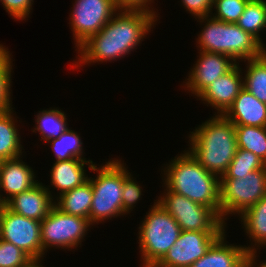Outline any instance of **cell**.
I'll list each match as a JSON object with an SVG mask.
<instances>
[{
  "mask_svg": "<svg viewBox=\"0 0 266 267\" xmlns=\"http://www.w3.org/2000/svg\"><path fill=\"white\" fill-rule=\"evenodd\" d=\"M156 21L157 16L153 13L118 10L97 34L77 48L79 58L72 67L123 58L137 49Z\"/></svg>",
  "mask_w": 266,
  "mask_h": 267,
  "instance_id": "cell-1",
  "label": "cell"
},
{
  "mask_svg": "<svg viewBox=\"0 0 266 267\" xmlns=\"http://www.w3.org/2000/svg\"><path fill=\"white\" fill-rule=\"evenodd\" d=\"M189 138L187 151L192 157L208 172L223 176L237 151L234 124L216 114L193 130Z\"/></svg>",
  "mask_w": 266,
  "mask_h": 267,
  "instance_id": "cell-2",
  "label": "cell"
},
{
  "mask_svg": "<svg viewBox=\"0 0 266 267\" xmlns=\"http://www.w3.org/2000/svg\"><path fill=\"white\" fill-rule=\"evenodd\" d=\"M166 166L165 188L209 207L220 217V177L204 169L187 150Z\"/></svg>",
  "mask_w": 266,
  "mask_h": 267,
  "instance_id": "cell-3",
  "label": "cell"
},
{
  "mask_svg": "<svg viewBox=\"0 0 266 267\" xmlns=\"http://www.w3.org/2000/svg\"><path fill=\"white\" fill-rule=\"evenodd\" d=\"M198 21H205L196 41L200 50L226 54L236 63L240 59L246 62L258 58L266 51V47L236 23L223 22L212 15L199 17Z\"/></svg>",
  "mask_w": 266,
  "mask_h": 267,
  "instance_id": "cell-4",
  "label": "cell"
},
{
  "mask_svg": "<svg viewBox=\"0 0 266 267\" xmlns=\"http://www.w3.org/2000/svg\"><path fill=\"white\" fill-rule=\"evenodd\" d=\"M155 201L139 226L141 267H154L175 244L182 231L176 220Z\"/></svg>",
  "mask_w": 266,
  "mask_h": 267,
  "instance_id": "cell-5",
  "label": "cell"
},
{
  "mask_svg": "<svg viewBox=\"0 0 266 267\" xmlns=\"http://www.w3.org/2000/svg\"><path fill=\"white\" fill-rule=\"evenodd\" d=\"M90 170L98 173L96 179L89 178L93 191L89 212L90 224L125 215L122 206L124 164L121 160L112 158L100 167L95 164Z\"/></svg>",
  "mask_w": 266,
  "mask_h": 267,
  "instance_id": "cell-6",
  "label": "cell"
},
{
  "mask_svg": "<svg viewBox=\"0 0 266 267\" xmlns=\"http://www.w3.org/2000/svg\"><path fill=\"white\" fill-rule=\"evenodd\" d=\"M266 195V167L235 179H220V218L239 216ZM233 213V214H232Z\"/></svg>",
  "mask_w": 266,
  "mask_h": 267,
  "instance_id": "cell-7",
  "label": "cell"
},
{
  "mask_svg": "<svg viewBox=\"0 0 266 267\" xmlns=\"http://www.w3.org/2000/svg\"><path fill=\"white\" fill-rule=\"evenodd\" d=\"M162 194L164 195L158 197L157 202L176 220L181 230L226 232V223L209 207L167 188Z\"/></svg>",
  "mask_w": 266,
  "mask_h": 267,
  "instance_id": "cell-8",
  "label": "cell"
},
{
  "mask_svg": "<svg viewBox=\"0 0 266 267\" xmlns=\"http://www.w3.org/2000/svg\"><path fill=\"white\" fill-rule=\"evenodd\" d=\"M90 226L88 219L63 213L54 206L41 221L43 256L47 252V248L56 247L69 250L81 245Z\"/></svg>",
  "mask_w": 266,
  "mask_h": 267,
  "instance_id": "cell-9",
  "label": "cell"
},
{
  "mask_svg": "<svg viewBox=\"0 0 266 267\" xmlns=\"http://www.w3.org/2000/svg\"><path fill=\"white\" fill-rule=\"evenodd\" d=\"M41 222L0 207V239L22 249L34 261L43 259Z\"/></svg>",
  "mask_w": 266,
  "mask_h": 267,
  "instance_id": "cell-10",
  "label": "cell"
},
{
  "mask_svg": "<svg viewBox=\"0 0 266 267\" xmlns=\"http://www.w3.org/2000/svg\"><path fill=\"white\" fill-rule=\"evenodd\" d=\"M74 4L69 24L77 48L97 34L118 11L113 0H75Z\"/></svg>",
  "mask_w": 266,
  "mask_h": 267,
  "instance_id": "cell-11",
  "label": "cell"
},
{
  "mask_svg": "<svg viewBox=\"0 0 266 267\" xmlns=\"http://www.w3.org/2000/svg\"><path fill=\"white\" fill-rule=\"evenodd\" d=\"M223 233L182 230L175 244L154 267H190Z\"/></svg>",
  "mask_w": 266,
  "mask_h": 267,
  "instance_id": "cell-12",
  "label": "cell"
},
{
  "mask_svg": "<svg viewBox=\"0 0 266 267\" xmlns=\"http://www.w3.org/2000/svg\"><path fill=\"white\" fill-rule=\"evenodd\" d=\"M200 57L191 68L185 88L198 96L214 80L225 75L237 63L228 55L199 50Z\"/></svg>",
  "mask_w": 266,
  "mask_h": 267,
  "instance_id": "cell-13",
  "label": "cell"
},
{
  "mask_svg": "<svg viewBox=\"0 0 266 267\" xmlns=\"http://www.w3.org/2000/svg\"><path fill=\"white\" fill-rule=\"evenodd\" d=\"M239 62L225 75L214 80L198 96L199 100L205 101L217 110L218 115H224L233 105L243 87V74Z\"/></svg>",
  "mask_w": 266,
  "mask_h": 267,
  "instance_id": "cell-14",
  "label": "cell"
},
{
  "mask_svg": "<svg viewBox=\"0 0 266 267\" xmlns=\"http://www.w3.org/2000/svg\"><path fill=\"white\" fill-rule=\"evenodd\" d=\"M55 201L48 186L41 183L14 195L4 205L21 216L42 221L55 206Z\"/></svg>",
  "mask_w": 266,
  "mask_h": 267,
  "instance_id": "cell-15",
  "label": "cell"
},
{
  "mask_svg": "<svg viewBox=\"0 0 266 267\" xmlns=\"http://www.w3.org/2000/svg\"><path fill=\"white\" fill-rule=\"evenodd\" d=\"M20 158L22 157L0 162V190L7 194L4 197L0 194L3 204L14 195L20 194L38 183V180H35L36 176L32 167L28 166Z\"/></svg>",
  "mask_w": 266,
  "mask_h": 267,
  "instance_id": "cell-16",
  "label": "cell"
},
{
  "mask_svg": "<svg viewBox=\"0 0 266 267\" xmlns=\"http://www.w3.org/2000/svg\"><path fill=\"white\" fill-rule=\"evenodd\" d=\"M224 116L234 126L266 127V104L243 88Z\"/></svg>",
  "mask_w": 266,
  "mask_h": 267,
  "instance_id": "cell-17",
  "label": "cell"
},
{
  "mask_svg": "<svg viewBox=\"0 0 266 267\" xmlns=\"http://www.w3.org/2000/svg\"><path fill=\"white\" fill-rule=\"evenodd\" d=\"M225 233L190 267H245L248 252L242 245L226 244Z\"/></svg>",
  "mask_w": 266,
  "mask_h": 267,
  "instance_id": "cell-18",
  "label": "cell"
},
{
  "mask_svg": "<svg viewBox=\"0 0 266 267\" xmlns=\"http://www.w3.org/2000/svg\"><path fill=\"white\" fill-rule=\"evenodd\" d=\"M91 169L93 164L92 160H84L73 158L68 161H55L51 169V185L59 190V195L72 190L78 186L83 185L88 181L89 177L86 176L85 165Z\"/></svg>",
  "mask_w": 266,
  "mask_h": 267,
  "instance_id": "cell-19",
  "label": "cell"
},
{
  "mask_svg": "<svg viewBox=\"0 0 266 267\" xmlns=\"http://www.w3.org/2000/svg\"><path fill=\"white\" fill-rule=\"evenodd\" d=\"M239 218L242 219V227H244L246 235L252 240L251 244L253 246L247 247L244 245L246 251L248 253H257L260 246H266V195L255 205L245 210ZM254 245L258 248L256 249Z\"/></svg>",
  "mask_w": 266,
  "mask_h": 267,
  "instance_id": "cell-20",
  "label": "cell"
},
{
  "mask_svg": "<svg viewBox=\"0 0 266 267\" xmlns=\"http://www.w3.org/2000/svg\"><path fill=\"white\" fill-rule=\"evenodd\" d=\"M92 198L91 181L88 179L83 185L58 195L55 206L63 213L80 216L89 220Z\"/></svg>",
  "mask_w": 266,
  "mask_h": 267,
  "instance_id": "cell-21",
  "label": "cell"
},
{
  "mask_svg": "<svg viewBox=\"0 0 266 267\" xmlns=\"http://www.w3.org/2000/svg\"><path fill=\"white\" fill-rule=\"evenodd\" d=\"M13 109L0 112V162L22 156V145Z\"/></svg>",
  "mask_w": 266,
  "mask_h": 267,
  "instance_id": "cell-22",
  "label": "cell"
},
{
  "mask_svg": "<svg viewBox=\"0 0 266 267\" xmlns=\"http://www.w3.org/2000/svg\"><path fill=\"white\" fill-rule=\"evenodd\" d=\"M35 117V122L37 124L32 131H38L44 142L57 139L63 132L69 129L67 126L66 114L61 111V109L59 110V108L39 111Z\"/></svg>",
  "mask_w": 266,
  "mask_h": 267,
  "instance_id": "cell-23",
  "label": "cell"
},
{
  "mask_svg": "<svg viewBox=\"0 0 266 267\" xmlns=\"http://www.w3.org/2000/svg\"><path fill=\"white\" fill-rule=\"evenodd\" d=\"M246 61L243 87L266 104V51L260 57Z\"/></svg>",
  "mask_w": 266,
  "mask_h": 267,
  "instance_id": "cell-24",
  "label": "cell"
},
{
  "mask_svg": "<svg viewBox=\"0 0 266 267\" xmlns=\"http://www.w3.org/2000/svg\"><path fill=\"white\" fill-rule=\"evenodd\" d=\"M236 24L265 47L259 33L266 29V1L249 0Z\"/></svg>",
  "mask_w": 266,
  "mask_h": 267,
  "instance_id": "cell-25",
  "label": "cell"
},
{
  "mask_svg": "<svg viewBox=\"0 0 266 267\" xmlns=\"http://www.w3.org/2000/svg\"><path fill=\"white\" fill-rule=\"evenodd\" d=\"M237 148L251 151L266 163V127L235 126Z\"/></svg>",
  "mask_w": 266,
  "mask_h": 267,
  "instance_id": "cell-26",
  "label": "cell"
},
{
  "mask_svg": "<svg viewBox=\"0 0 266 267\" xmlns=\"http://www.w3.org/2000/svg\"><path fill=\"white\" fill-rule=\"evenodd\" d=\"M50 143L56 161H68L73 158L84 159L83 142L80 135L71 129H67L60 137L46 141Z\"/></svg>",
  "mask_w": 266,
  "mask_h": 267,
  "instance_id": "cell-27",
  "label": "cell"
},
{
  "mask_svg": "<svg viewBox=\"0 0 266 267\" xmlns=\"http://www.w3.org/2000/svg\"><path fill=\"white\" fill-rule=\"evenodd\" d=\"M266 167V163L263 162L257 155L251 151L237 148L236 154L232 159L226 173L220 177V179H235L243 175H248L258 169Z\"/></svg>",
  "mask_w": 266,
  "mask_h": 267,
  "instance_id": "cell-28",
  "label": "cell"
},
{
  "mask_svg": "<svg viewBox=\"0 0 266 267\" xmlns=\"http://www.w3.org/2000/svg\"><path fill=\"white\" fill-rule=\"evenodd\" d=\"M8 48L0 44V112L12 108L11 100V72L12 59Z\"/></svg>",
  "mask_w": 266,
  "mask_h": 267,
  "instance_id": "cell-29",
  "label": "cell"
},
{
  "mask_svg": "<svg viewBox=\"0 0 266 267\" xmlns=\"http://www.w3.org/2000/svg\"><path fill=\"white\" fill-rule=\"evenodd\" d=\"M248 1L249 0H214L212 8L215 7L216 13L212 14V18L227 23H237Z\"/></svg>",
  "mask_w": 266,
  "mask_h": 267,
  "instance_id": "cell-30",
  "label": "cell"
},
{
  "mask_svg": "<svg viewBox=\"0 0 266 267\" xmlns=\"http://www.w3.org/2000/svg\"><path fill=\"white\" fill-rule=\"evenodd\" d=\"M33 261L22 249L0 239V267H27Z\"/></svg>",
  "mask_w": 266,
  "mask_h": 267,
  "instance_id": "cell-31",
  "label": "cell"
},
{
  "mask_svg": "<svg viewBox=\"0 0 266 267\" xmlns=\"http://www.w3.org/2000/svg\"><path fill=\"white\" fill-rule=\"evenodd\" d=\"M136 180L133 179L131 173L124 166V183L122 190V206L123 213H131L134 204L140 200L142 195L141 185L137 184Z\"/></svg>",
  "mask_w": 266,
  "mask_h": 267,
  "instance_id": "cell-32",
  "label": "cell"
},
{
  "mask_svg": "<svg viewBox=\"0 0 266 267\" xmlns=\"http://www.w3.org/2000/svg\"><path fill=\"white\" fill-rule=\"evenodd\" d=\"M6 12L16 20H26L32 10L34 0H0Z\"/></svg>",
  "mask_w": 266,
  "mask_h": 267,
  "instance_id": "cell-33",
  "label": "cell"
},
{
  "mask_svg": "<svg viewBox=\"0 0 266 267\" xmlns=\"http://www.w3.org/2000/svg\"><path fill=\"white\" fill-rule=\"evenodd\" d=\"M214 0H181L186 11H188L194 18L211 16L213 12Z\"/></svg>",
  "mask_w": 266,
  "mask_h": 267,
  "instance_id": "cell-34",
  "label": "cell"
},
{
  "mask_svg": "<svg viewBox=\"0 0 266 267\" xmlns=\"http://www.w3.org/2000/svg\"><path fill=\"white\" fill-rule=\"evenodd\" d=\"M118 10H142L153 13L158 17L156 11L151 10L149 5L154 0H113Z\"/></svg>",
  "mask_w": 266,
  "mask_h": 267,
  "instance_id": "cell-35",
  "label": "cell"
},
{
  "mask_svg": "<svg viewBox=\"0 0 266 267\" xmlns=\"http://www.w3.org/2000/svg\"><path fill=\"white\" fill-rule=\"evenodd\" d=\"M256 255H257L256 252L247 254L245 259V267H255L256 264L257 267H266V261L259 263L260 266L258 265V263H256L255 260L257 259L256 257H258Z\"/></svg>",
  "mask_w": 266,
  "mask_h": 267,
  "instance_id": "cell-36",
  "label": "cell"
},
{
  "mask_svg": "<svg viewBox=\"0 0 266 267\" xmlns=\"http://www.w3.org/2000/svg\"><path fill=\"white\" fill-rule=\"evenodd\" d=\"M40 262H42V261H33L30 265H28L27 267H44V266H42L41 264L42 263H40Z\"/></svg>",
  "mask_w": 266,
  "mask_h": 267,
  "instance_id": "cell-37",
  "label": "cell"
},
{
  "mask_svg": "<svg viewBox=\"0 0 266 267\" xmlns=\"http://www.w3.org/2000/svg\"><path fill=\"white\" fill-rule=\"evenodd\" d=\"M2 205H4V204L2 203V201H1V199H0V207H1Z\"/></svg>",
  "mask_w": 266,
  "mask_h": 267,
  "instance_id": "cell-38",
  "label": "cell"
}]
</instances>
